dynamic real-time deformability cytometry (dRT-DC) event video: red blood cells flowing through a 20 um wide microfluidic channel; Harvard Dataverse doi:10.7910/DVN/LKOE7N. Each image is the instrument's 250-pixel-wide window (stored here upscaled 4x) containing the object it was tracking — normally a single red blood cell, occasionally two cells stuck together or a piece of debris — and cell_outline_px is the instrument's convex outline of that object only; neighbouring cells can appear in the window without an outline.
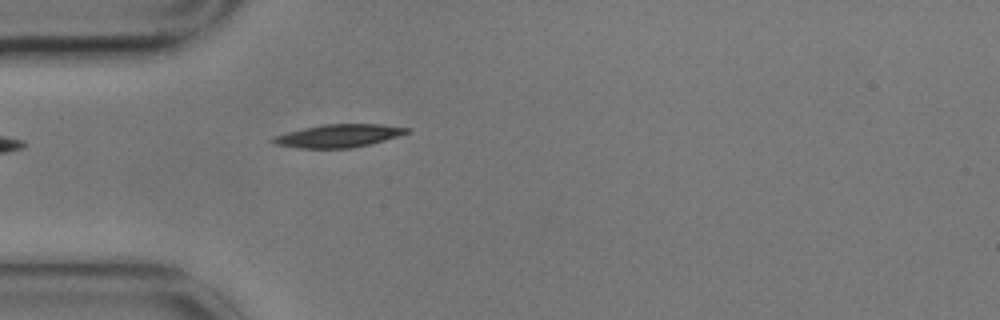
{"species": "common noctule bat (a hibernating species)", "species_latin": "Nyctalus noctula", "temperature_condition": "cold", "stored_images_in_passage": 6, "camera_frame_rate_fps": 3000, "um_per_image_px": 0.085, "animal": {"sex": "male", "body_mass_g": 17.9}, "frame": {"image": 1, "passage_image": 6, "time_ms": 1.667, "image_size_px": [1000, 320], "cell_outline_px": [[412, 128], [408, 132], [400, 136], [352, 148], [300, 148], [276, 144], [272, 140], [272, 136], [304, 128], [324, 124], [380, 124]], "centroid_in_image_um": [28.81, 11.53], "position_along_channel_um": 56.2, "area_um2": 17.74}}